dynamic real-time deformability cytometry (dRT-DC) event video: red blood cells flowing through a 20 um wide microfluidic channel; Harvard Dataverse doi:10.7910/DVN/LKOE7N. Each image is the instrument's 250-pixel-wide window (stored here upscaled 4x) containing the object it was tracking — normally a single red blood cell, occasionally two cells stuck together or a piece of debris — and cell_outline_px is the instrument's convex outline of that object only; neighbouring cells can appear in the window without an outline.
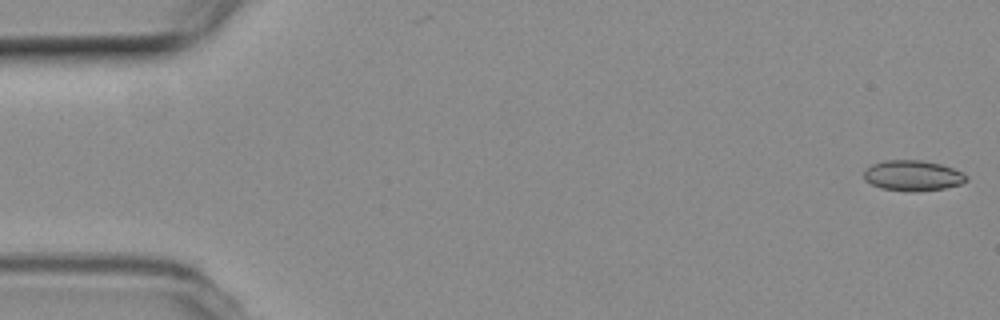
{"species": "common noctule bat (a hibernating species)", "species_latin": "Nyctalus noctula", "temperature_condition": "room temperature", "stored_images_in_passage": 54, "camera_frame_rate_fps": 3000, "um_per_image_px": 0.085, "animal": {"sex": "female", "body_mass_g": 19.3, "forearm_length_mm": 54.1}, "frame": {"image": 1, "passage_image": 1, "time_ms": 0.0, "image_size_px": [1000, 320], "cell_outline_px": [[968, 180], [960, 184], [944, 188], [920, 192], [908, 192], [880, 188], [864, 180], [864, 172], [872, 164], [884, 160], [920, 160], [940, 164], [952, 168], [968, 176]], "centroid_in_image_um": [77.57, 14.94], "position_along_channel_um": 7.4, "area_um2": 18.26}}
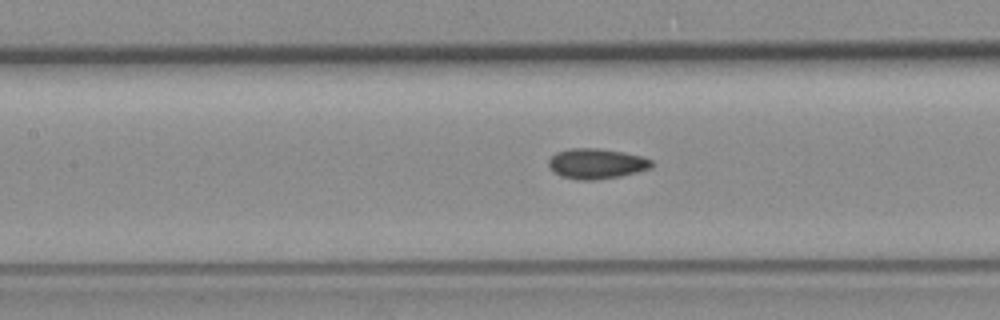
{"frame": {"image": 2, "passage_image": 24, "time_ms": 7.667, "image_size_px": [1000, 320], "cell_outline_px": [[656, 164], [652, 168], [620, 176], [596, 180], [580, 180], [560, 176], [552, 172], [548, 168], [548, 160], [556, 152], [568, 148], [596, 148], [624, 152], [640, 156], [652, 160]], "centroid_in_image_um": [50.68, 13.91], "position_along_channel_um": 156.7, "area_um2": 18.44}}
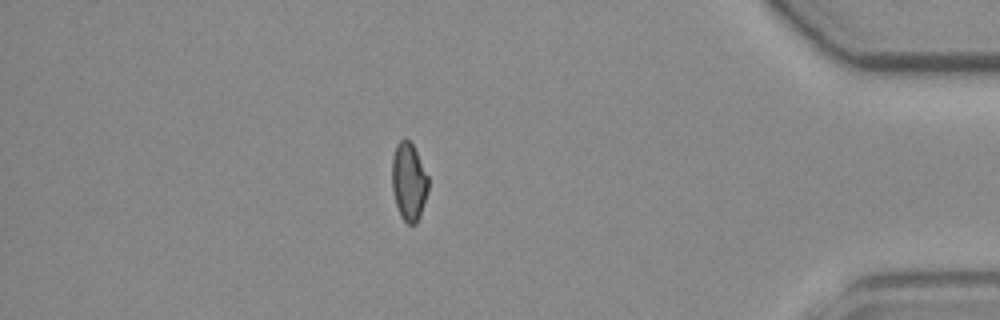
{"frame": {"image": 3, "passage_image": 47, "time_ms": 15.333, "image_size_px": [1000, 320], "cell_outline_px": [[428, 192], [420, 216], [416, 224], [408, 224], [400, 216], [396, 204], [392, 188], [392, 156], [396, 144], [404, 136], [412, 144], [428, 176]], "centroid_in_image_um": [34.74, 15.44], "position_along_channel_um": 400.5, "area_um2": 16.53}, "authors_computed_cell_mechanics": {"area_um2": 17.5712, "velocity_mm_per_s": 3.7483, "shape_relaxation_time_tau1_ms": null, "shape_relaxation_time_tau2_ms": 4.0703, "deformation_change_tau1": null, "deformation_change_tau2": 0.079}}